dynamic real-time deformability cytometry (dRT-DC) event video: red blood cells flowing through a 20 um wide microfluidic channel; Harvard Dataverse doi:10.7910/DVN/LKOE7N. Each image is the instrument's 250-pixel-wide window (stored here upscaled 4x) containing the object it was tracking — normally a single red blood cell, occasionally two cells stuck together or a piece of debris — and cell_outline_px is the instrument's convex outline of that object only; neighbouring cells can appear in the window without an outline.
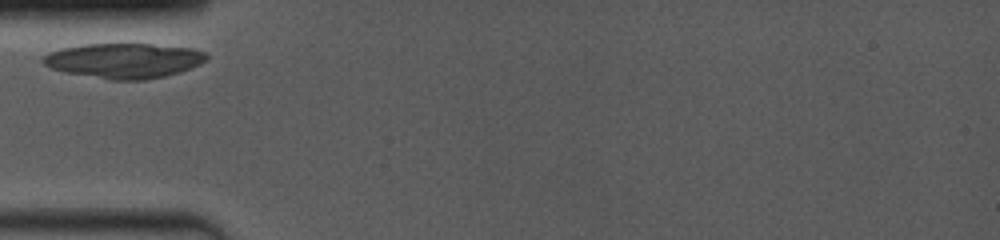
{"species": "common noctule bat (a hibernating species)", "species_latin": "Nyctalus noctula", "temperature_condition": "room temperature", "stored_images_in_passage": 9, "camera_frame_rate_fps": 4000, "um_per_image_px": 0.085, "animal": {"sex": "female", "body_mass_g": 19.0, "forearm_length_mm": 53.3}, "frame": {"image": 1, "passage_image": 1, "time_ms": 0.0, "image_size_px": [1000, 240], "cell_outline_px": [[208, 56], [200, 64], [180, 72], [164, 76], [144, 80], [112, 80], [64, 72], [48, 68], [40, 60], [44, 56], [52, 52], [64, 48], [84, 44], [152, 44], [192, 48], [208, 52]], "centroid_in_image_um": [10.55, 5.15], "position_along_channel_um": 74.4, "area_um2": 33.29}}
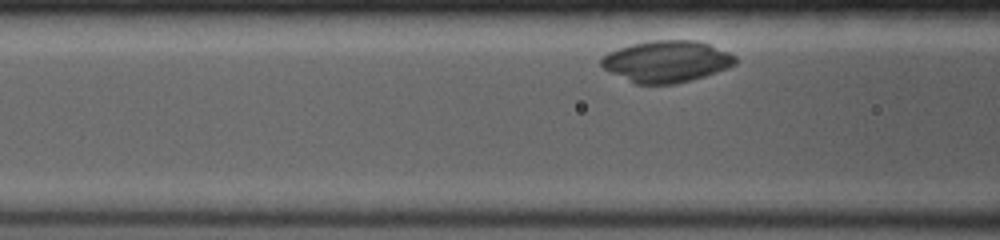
{"frame": {"image": 2, "passage_image": 4, "time_ms": 1.0, "image_size_px": [1000, 240], "cell_outline_px": [[736, 64], [728, 68], [704, 76], [676, 84], [636, 84], [608, 72], [600, 64], [600, 60], [608, 52], [632, 44], [652, 40], [696, 40], [708, 44], [728, 52], [736, 56]], "centroid_in_image_um": [56.65, 5.22], "position_along_channel_um": 110.0, "area_um2": 32.43}}
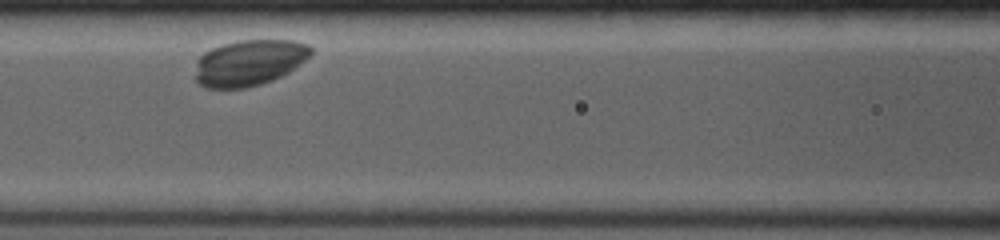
{"frame": {"image": 3, "passage_image": 6, "time_ms": 2.0, "image_size_px": [1000, 240], "cell_outline_px": [[312, 52], [296, 68], [272, 80], [260, 84], [244, 88], [204, 88], [196, 80], [196, 60], [204, 52], [212, 48], [224, 44], [240, 40], [292, 40], [308, 44], [312, 48]], "centroid_in_image_um": [21.17, 5.32], "position_along_channel_um": 145.4, "area_um2": 30.92}}